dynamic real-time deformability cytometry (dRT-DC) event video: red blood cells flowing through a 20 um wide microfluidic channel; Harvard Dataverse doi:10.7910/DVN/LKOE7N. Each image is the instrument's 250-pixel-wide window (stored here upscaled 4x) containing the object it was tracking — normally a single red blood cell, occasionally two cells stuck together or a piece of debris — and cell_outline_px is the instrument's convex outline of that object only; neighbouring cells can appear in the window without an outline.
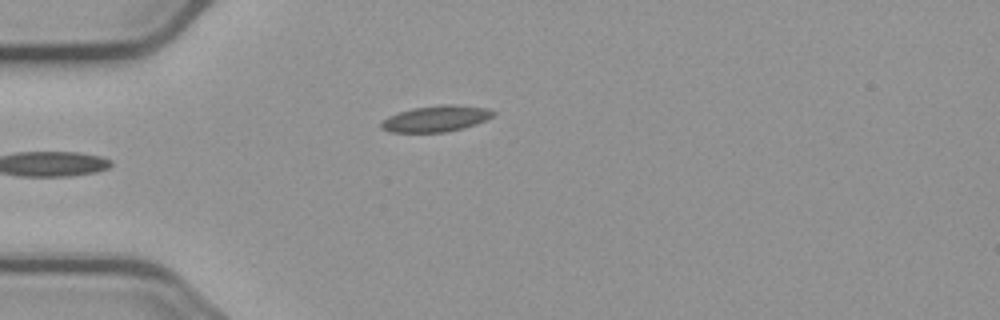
{"species": "common noctule bat (a hibernating species)", "species_latin": "Nyctalus noctula", "temperature_condition": "cold", "stored_images_in_passage": 3, "camera_frame_rate_fps": 3000, "um_per_image_px": 0.085, "animal": {"sex": "male", "body_mass_g": 23.1, "forearm_length_mm": 52.7}, "frame": {"image": 1, "passage_image": 3, "time_ms": 3.0, "image_size_px": [1000, 320], "cell_outline_px": [[496, 112], [492, 116], [476, 124], [464, 128], [444, 132], [392, 132], [380, 128], [380, 120], [388, 116], [412, 108], [444, 104], [452, 104], [488, 108]], "centroid_in_image_um": [37.03, 10.08], "position_along_channel_um": 48.0, "area_um2": 17.05}}